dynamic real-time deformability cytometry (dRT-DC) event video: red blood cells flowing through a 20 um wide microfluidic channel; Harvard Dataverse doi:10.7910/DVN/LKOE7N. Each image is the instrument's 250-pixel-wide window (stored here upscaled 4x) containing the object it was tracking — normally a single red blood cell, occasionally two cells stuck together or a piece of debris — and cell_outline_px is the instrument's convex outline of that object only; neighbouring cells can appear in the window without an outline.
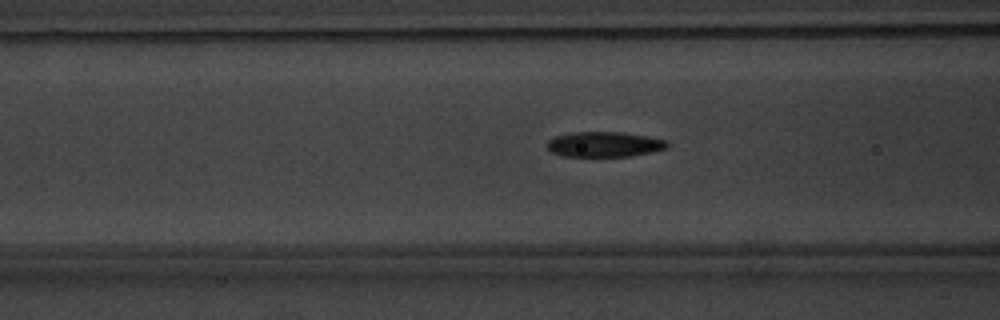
{"species": "common noctule bat (a hibernating species)", "species_latin": "Nyctalus noctula", "temperature_condition": "warm", "stored_images_in_passage": 54, "camera_frame_rate_fps": 3000, "um_per_image_px": 0.085, "animal": {"sex": "male", "body_mass_g": 20.1, "forearm_length_mm": 53.5}, "frame": {"image": 1, "passage_image": 22, "time_ms": 7.0, "image_size_px": [1000, 320], "cell_outline_px": [[668, 148], [652, 152], [632, 156], [564, 156], [552, 152], [548, 148], [548, 140], [556, 136], [572, 132], [624, 132], [648, 136], [668, 140]], "centroid_in_image_um": [51.42, 12.26], "position_along_channel_um": 115.2, "area_um2": 17.69}}
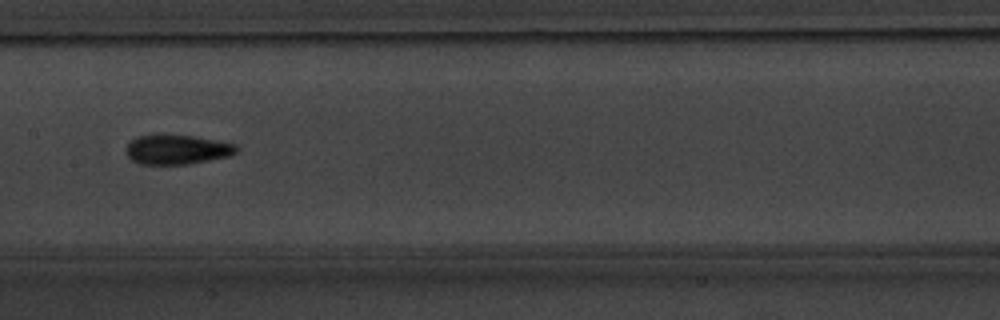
{"frame": {"image": 2, "passage_image": 28, "time_ms": 9.0, "image_size_px": [1000, 320], "cell_outline_px": [[240, 148], [236, 152], [228, 156], [188, 164], [140, 164], [132, 160], [124, 152], [124, 148], [136, 136], [160, 132], [164, 132], [192, 136], [216, 140], [236, 144]], "centroid_in_image_um": [14.99, 12.67], "position_along_channel_um": 192.4, "area_um2": 19.59}}
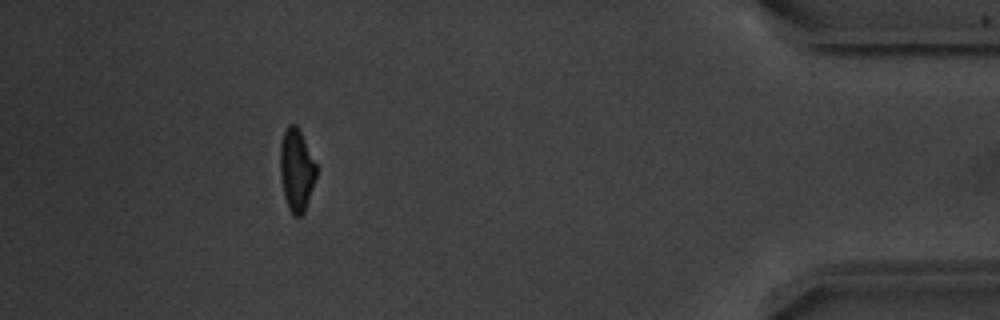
{"frame": {"image": 3, "passage_image": 49, "time_ms": 16.0, "image_size_px": [1000, 320], "cell_outline_px": [[316, 176], [304, 212], [300, 216], [292, 216], [288, 208], [284, 196], [280, 176], [280, 144], [284, 132], [288, 124], [296, 124], [316, 164]], "centroid_in_image_um": [25.18, 14.47], "position_along_channel_um": 410.0, "area_um2": 17.17}, "authors_computed_cell_mechanics": {"area_um2": 17.6868, "velocity_mm_per_s": 3.8384, "shape_relaxation_time_tau1_ms": 2.7683, "shape_relaxation_time_tau2_ms": 1.9488, "deformation_change_tau1": 0.1443, "deformation_change_tau2": 0.0781}}